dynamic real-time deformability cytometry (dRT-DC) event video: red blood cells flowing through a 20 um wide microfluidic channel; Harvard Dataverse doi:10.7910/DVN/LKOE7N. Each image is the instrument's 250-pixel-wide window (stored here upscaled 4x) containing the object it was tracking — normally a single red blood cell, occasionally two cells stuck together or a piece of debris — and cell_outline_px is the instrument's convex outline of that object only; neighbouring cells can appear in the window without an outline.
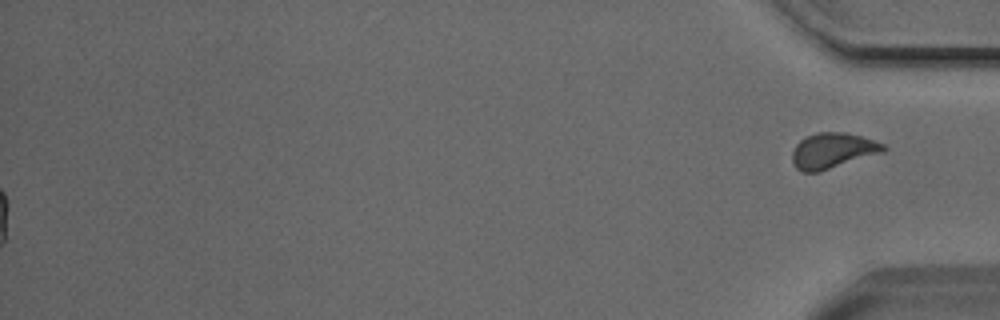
{"species": "Egyptian fruit bat (a non-hibernating species)", "species_latin": "Rousettus aegyptiacus", "temperature_condition": "cold", "stored_images_in_passage": 54, "segment_of_instrument_passage": [2, 2], "camera_frame_rate_fps": 3000, "um_per_image_px": 0.085, "animal": {"sex": "male"}, "frame": {"image": 1, "passage_image": 54, "time_ms": 17.667, "image_size_px": [1000, 320], "cell_outline_px": [[888, 148], [884, 152], [820, 172], [800, 172], [796, 168], [792, 160], [792, 152], [796, 144], [804, 136], [816, 132], [844, 132], [860, 136], [884, 144]], "centroid_in_image_um": [70.76, 12.81], "position_along_channel_um": 364.4, "area_um2": 19.07}}